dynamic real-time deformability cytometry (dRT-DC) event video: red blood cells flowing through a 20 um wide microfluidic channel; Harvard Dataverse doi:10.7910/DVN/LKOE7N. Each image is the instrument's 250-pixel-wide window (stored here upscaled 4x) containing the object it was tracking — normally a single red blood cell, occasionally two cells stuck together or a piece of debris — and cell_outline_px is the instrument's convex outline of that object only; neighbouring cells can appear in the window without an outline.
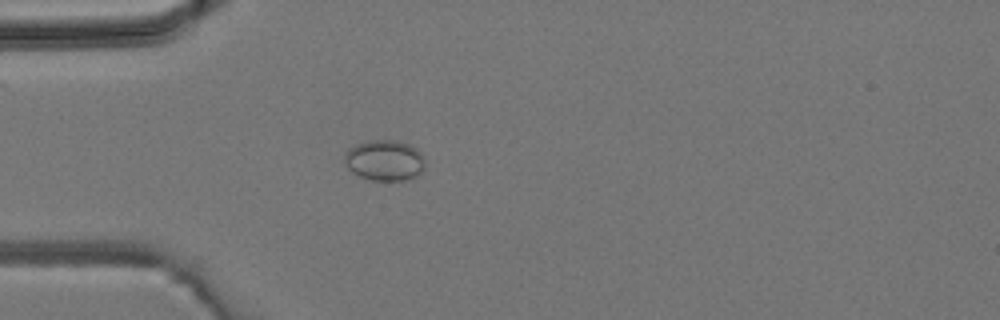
{"species": "common noctule bat (a hibernating species)", "species_latin": "Nyctalus noctula", "temperature_condition": "room temperature", "stored_images_in_passage": 3, "camera_frame_rate_fps": 3000, "um_per_image_px": 0.085, "animal": {"sex": "male", "body_mass_g": 19.2, "forearm_length_mm": 51.8}, "frame": {"image": 1, "passage_image": 3, "time_ms": 3.333, "image_size_px": [1000, 320], "cell_outline_px": [[424, 168], [412, 180], [372, 180], [360, 176], [352, 172], [348, 168], [344, 160], [344, 152], [348, 148], [356, 144], [368, 140], [396, 140], [408, 144], [416, 148], [424, 156]], "centroid_in_image_um": [32.68, 13.62], "position_along_channel_um": 52.3, "area_um2": 19.31}}